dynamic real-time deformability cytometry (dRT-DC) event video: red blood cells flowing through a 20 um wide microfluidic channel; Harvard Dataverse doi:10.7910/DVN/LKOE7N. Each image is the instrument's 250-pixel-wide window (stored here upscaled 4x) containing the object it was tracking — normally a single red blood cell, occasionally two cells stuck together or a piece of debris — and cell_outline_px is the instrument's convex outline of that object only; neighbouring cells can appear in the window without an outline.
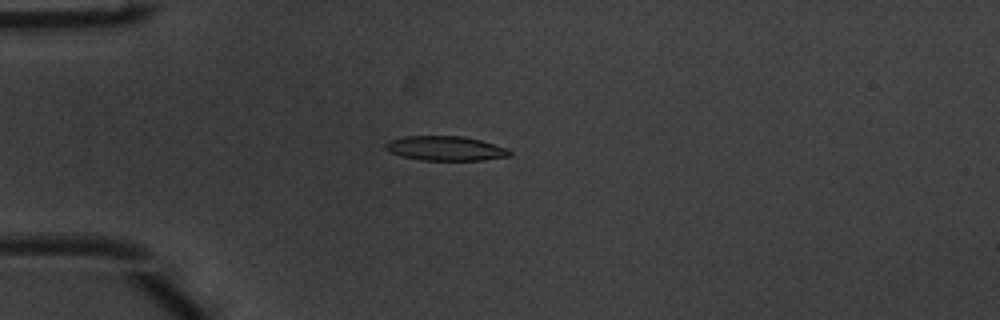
{"species": "common noctule bat (a hibernating species)", "species_latin": "Nyctalus noctula", "temperature_condition": "warm", "stored_images_in_passage": 47, "camera_frame_rate_fps": 3000, "um_per_image_px": 0.085, "animal": {"sex": "male", "body_mass_g": 20.1, "forearm_length_mm": 53.5}, "frame": {"image": 1, "passage_image": 10, "time_ms": 3.0, "image_size_px": [1000, 320], "cell_outline_px": [[512, 156], [480, 160], [420, 160], [400, 156], [388, 152], [384, 148], [384, 144], [388, 140], [404, 136], [464, 136], [480, 140], [508, 148], [512, 152]], "centroid_in_image_um": [37.83, 12.61], "position_along_channel_um": 47.2, "area_um2": 17.98}}
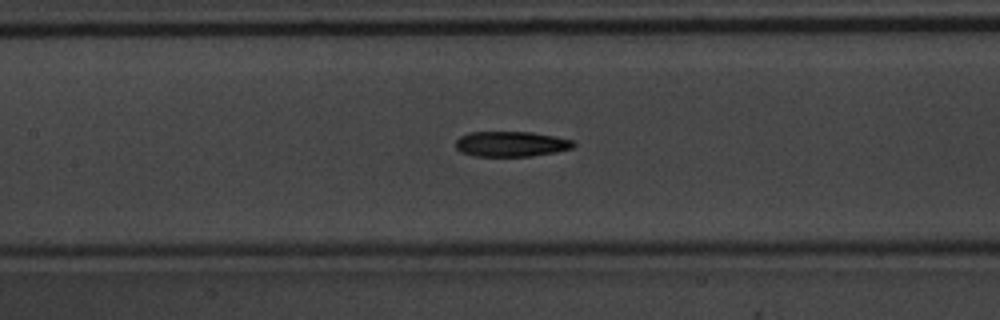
{"frame": {"image": 2, "passage_image": 20, "time_ms": 6.333, "image_size_px": [1000, 320], "cell_outline_px": [[576, 144], [572, 148], [556, 152], [532, 156], [476, 156], [460, 152], [456, 148], [456, 140], [460, 136], [468, 132], [532, 132], [572, 140]], "centroid_in_image_um": [43.42, 12.24], "position_along_channel_um": 164.0, "area_um2": 17.34}}
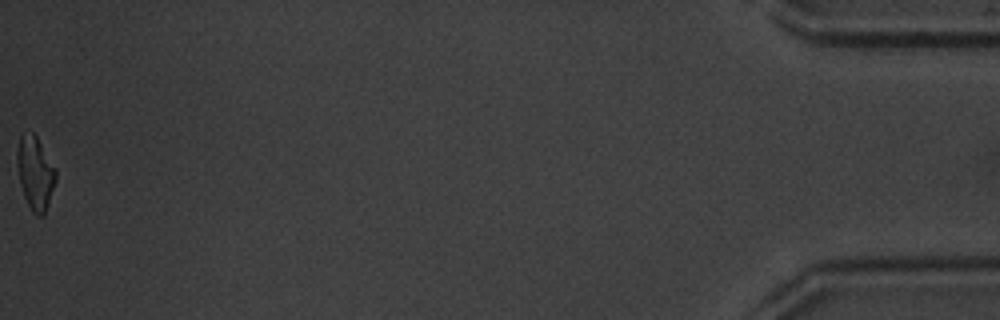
{"frame": {"image": 3, "passage_image": 47, "time_ms": 15.333, "image_size_px": [1000, 320], "cell_outline_px": [[56, 180], [44, 216], [36, 216], [32, 212], [24, 196], [20, 184], [16, 164], [16, 152], [20, 136], [32, 132], [36, 136], [56, 168]], "centroid_in_image_um": [2.99, 14.73], "position_along_channel_um": 432.2, "area_um2": 16.53}, "authors_computed_cell_mechanics": {"area_um2": 17.5712, "velocity_mm_per_s": 4.0316, "shape_relaxation_time_tau1_ms": 5.3155, "shape_relaxation_time_tau2_ms": 5.9084, "deformation_change_tau1": 0.1936, "deformation_change_tau2": 0.1693}}